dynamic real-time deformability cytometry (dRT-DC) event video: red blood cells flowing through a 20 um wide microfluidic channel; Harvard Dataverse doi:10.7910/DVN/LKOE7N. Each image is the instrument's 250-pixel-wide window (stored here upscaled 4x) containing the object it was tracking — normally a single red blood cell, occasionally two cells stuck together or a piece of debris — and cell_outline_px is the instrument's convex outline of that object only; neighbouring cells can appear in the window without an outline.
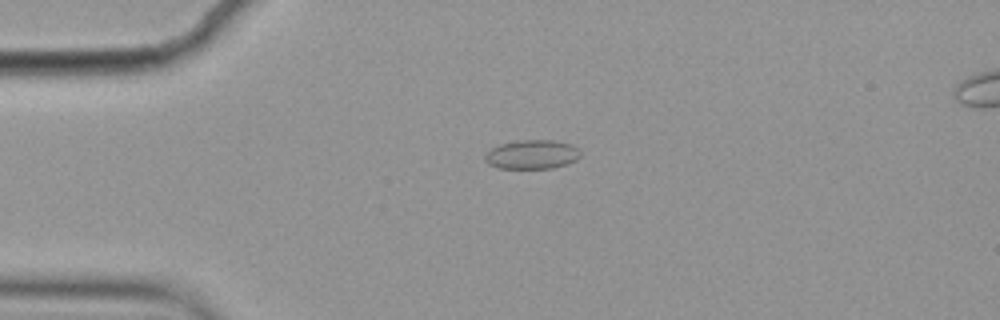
{"species": "common noctule bat (a hibernating species)", "species_latin": "Nyctalus noctula", "temperature_condition": "cold", "stored_images_in_passage": 4, "camera_frame_rate_fps": 3000, "um_per_image_px": 0.085, "animal": {"sex": "female", "body_mass_g": 19.9}, "frame": {"image": 1, "passage_image": 2, "time_ms": 0.333, "image_size_px": [1000, 320], "cell_outline_px": [[580, 156], [576, 160], [568, 164], [552, 168], [496, 168], [488, 164], [484, 160], [484, 156], [492, 148], [500, 144], [516, 140], [556, 140], [572, 144], [580, 152]], "centroid_in_image_um": [45.22, 13.13], "position_along_channel_um": 39.8, "area_um2": 16.3}}
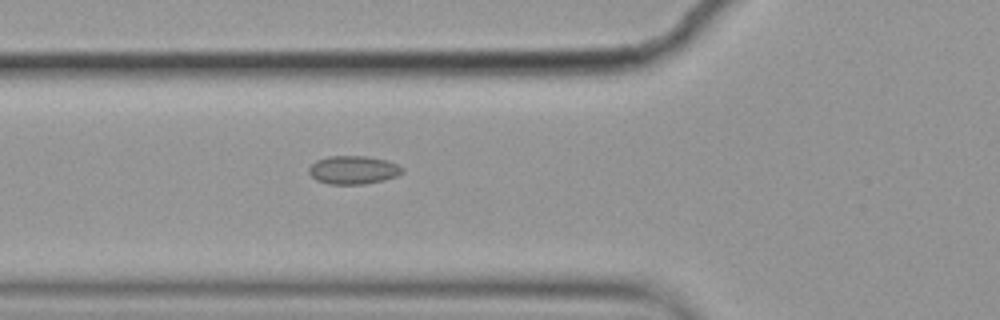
{"frame": {"image": 2, "passage_image": 4, "time_ms": 1.0, "image_size_px": [1000, 320], "cell_outline_px": [[404, 172], [396, 176], [384, 180], [364, 184], [328, 184], [316, 180], [308, 172], [308, 168], [316, 160], [328, 156], [364, 156], [384, 160], [396, 164], [404, 168]], "centroid_in_image_um": [30.01, 14.45], "position_along_channel_um": 95.8, "area_um2": 15.37}}